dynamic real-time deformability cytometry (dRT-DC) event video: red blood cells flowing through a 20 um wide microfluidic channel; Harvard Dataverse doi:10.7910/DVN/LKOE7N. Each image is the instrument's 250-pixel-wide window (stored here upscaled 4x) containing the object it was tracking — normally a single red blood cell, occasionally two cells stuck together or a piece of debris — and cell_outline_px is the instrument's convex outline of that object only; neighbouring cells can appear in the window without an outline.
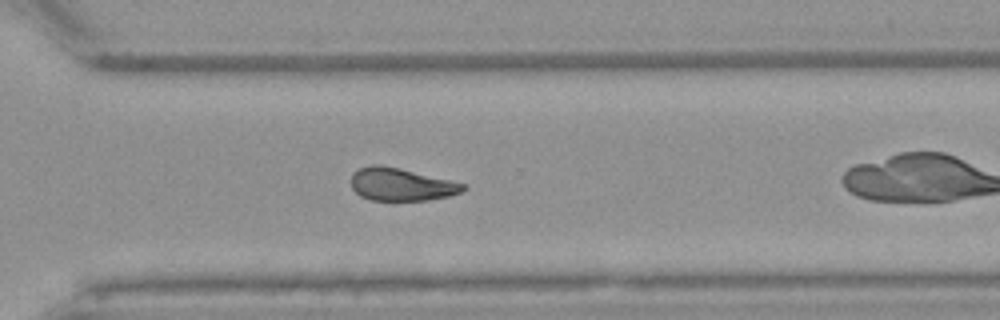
{"species": "Egyptian fruit bat (a non-hibernating species)", "species_latin": "Rousettus aegyptiacus", "temperature_condition": "warm", "stored_images_in_passage": 30, "camera_frame_rate_fps": 3000, "um_per_image_px": 0.085, "animal": {"sex": "female"}, "frame": {"image": 1, "passage_image": 22, "time_ms": 7.0, "image_size_px": [1000, 320], "cell_outline_px": [[468, 188], [460, 192], [448, 196], [428, 200], [372, 200], [360, 196], [352, 188], [352, 172], [360, 168], [372, 164], [380, 164], [400, 168], [452, 180], [468, 184]], "centroid_in_image_um": [34.13, 15.66], "position_along_channel_um": 336.5, "area_um2": 21.5}}